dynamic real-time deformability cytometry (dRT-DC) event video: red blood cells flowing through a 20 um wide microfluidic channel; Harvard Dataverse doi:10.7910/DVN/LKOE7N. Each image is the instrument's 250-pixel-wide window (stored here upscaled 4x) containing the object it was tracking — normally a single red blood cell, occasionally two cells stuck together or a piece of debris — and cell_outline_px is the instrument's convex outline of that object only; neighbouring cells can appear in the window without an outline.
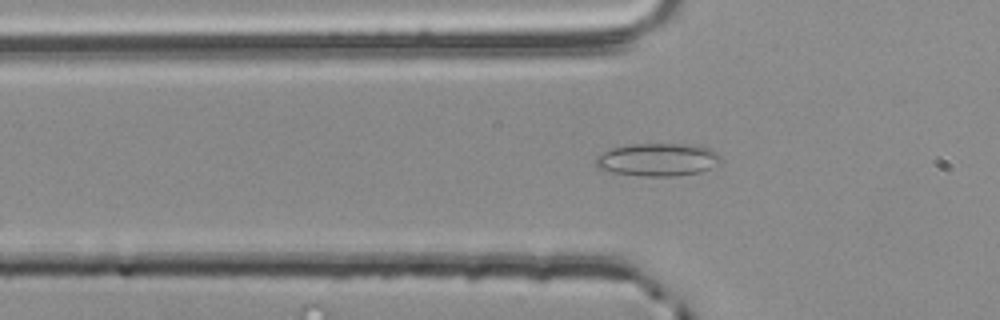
{"species": "common noctule bat (a hibernating species)", "species_latin": "Nyctalus noctula", "temperature_condition": "room temperature", "stored_images_in_passage": 42, "camera_frame_rate_fps": 3000, "um_per_image_px": 0.085, "animal": {"sex": "male", "body_mass_g": 20.4}, "frame": {"image": 1, "passage_image": 5, "time_ms": 1.333, "image_size_px": [1000, 320], "cell_outline_px": [[720, 164], [700, 172], [676, 176], [640, 176], [612, 172], [596, 168], [596, 156], [612, 148], [632, 144], [696, 144], [712, 148], [720, 156]], "centroid_in_image_um": [55.94, 13.57], "position_along_channel_um": 69.9, "area_um2": 24.16}}
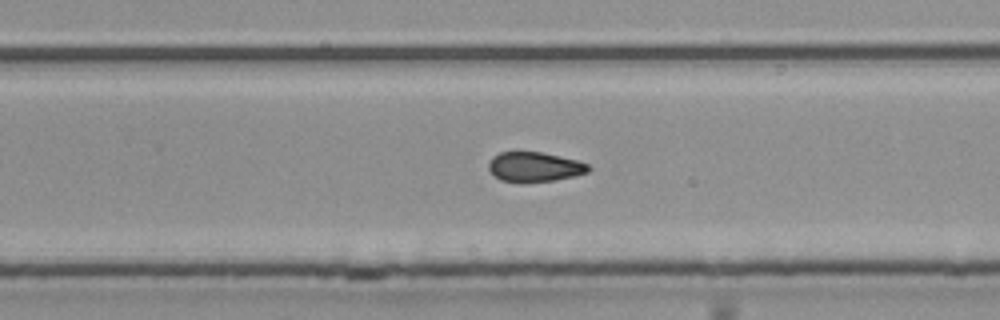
{"frame": {"image": 2, "passage_image": 22, "time_ms": 7.0, "image_size_px": [1000, 320], "cell_outline_px": [[592, 168], [588, 172], [576, 176], [556, 180], [524, 184], [520, 184], [500, 180], [488, 168], [488, 164], [492, 156], [500, 152], [540, 152], [560, 156], [576, 160], [588, 164]], "centroid_in_image_um": [45.44, 14.21], "position_along_channel_um": 284.4, "area_um2": 17.69}}
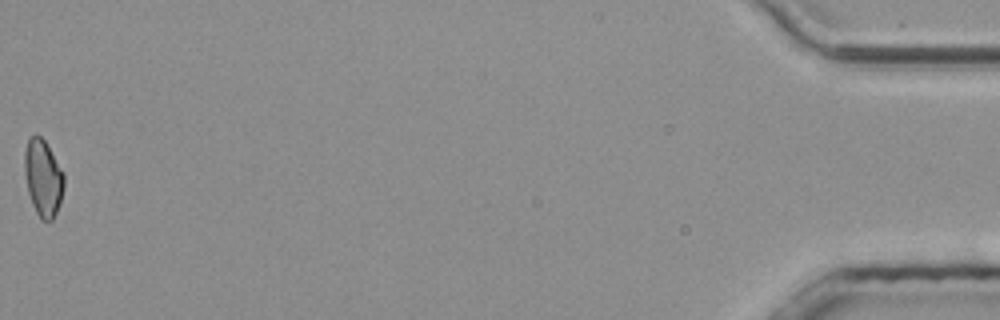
{"frame": {"image": 3, "passage_image": 42, "time_ms": 13.667, "image_size_px": [1000, 320], "cell_outline_px": [[64, 188], [56, 212], [52, 220], [40, 220], [32, 204], [28, 192], [24, 172], [24, 152], [28, 136], [40, 136], [44, 140], [64, 172]], "centroid_in_image_um": [3.65, 15.11], "position_along_channel_um": 431.6, "area_um2": 17.63}, "authors_computed_cell_mechanics": {"area_um2": 17.7735, "velocity_mm_per_s": 3.7828, "shape_relaxation_time_tau1_ms": null, "shape_relaxation_time_tau2_ms": 2.9406, "deformation_change_tau1": null, "deformation_change_tau2": 0.0998}}